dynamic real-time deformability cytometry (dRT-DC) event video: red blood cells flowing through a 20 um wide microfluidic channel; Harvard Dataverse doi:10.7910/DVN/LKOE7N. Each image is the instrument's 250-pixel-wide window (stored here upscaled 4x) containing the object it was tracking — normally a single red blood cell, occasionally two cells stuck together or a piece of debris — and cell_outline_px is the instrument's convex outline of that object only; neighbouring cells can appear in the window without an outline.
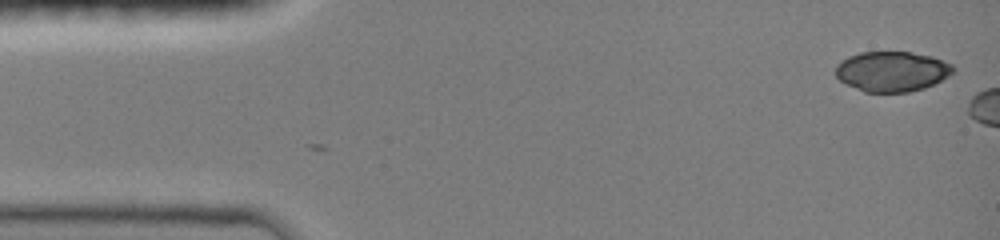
{"species": "common noctule bat (a hibernating species)", "species_latin": "Nyctalus noctula", "temperature_condition": "room temperature", "stored_images_in_passage": 5, "camera_frame_rate_fps": 3000, "um_per_image_px": 0.085, "animal": {"sex": "female", "body_mass_g": 19.0, "forearm_length_mm": 51.5}, "frame": {"image": 1, "passage_image": 1, "time_ms": 0.0, "image_size_px": [1000, 240], "cell_outline_px": [[956, 68], [948, 76], [924, 88], [908, 92], [864, 92], [840, 80], [836, 76], [836, 64], [840, 60], [848, 56], [860, 52], [912, 52], [932, 56], [952, 64]], "centroid_in_image_um": [75.8, 6.06], "position_along_channel_um": 9.2, "area_um2": 27.46}}